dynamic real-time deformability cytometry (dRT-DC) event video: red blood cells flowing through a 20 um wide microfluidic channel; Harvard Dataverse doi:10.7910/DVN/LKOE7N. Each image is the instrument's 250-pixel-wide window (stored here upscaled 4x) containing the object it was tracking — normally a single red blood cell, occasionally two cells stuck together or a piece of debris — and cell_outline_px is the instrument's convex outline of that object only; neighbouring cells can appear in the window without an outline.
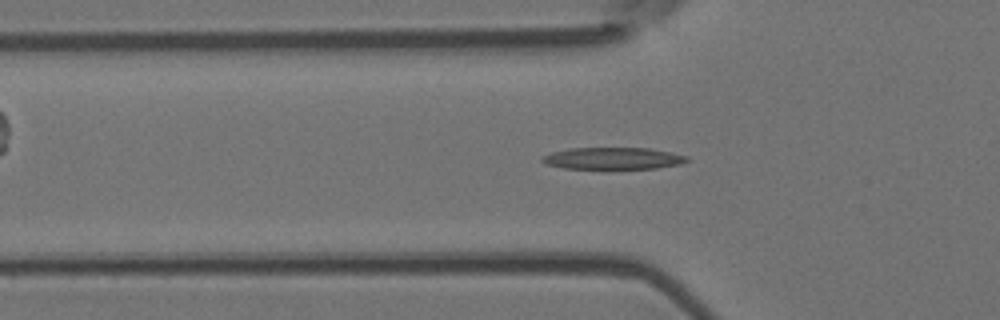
{"species": "Egyptian fruit bat (a non-hibernating species)", "species_latin": "Rousettus aegyptiacus", "temperature_condition": "room temperature", "stored_images_in_passage": 34, "camera_frame_rate_fps": 3000, "um_per_image_px": 0.085, "animal": {"sex": "female"}, "frame": {"image": 1, "passage_image": 18, "time_ms": 5.667, "image_size_px": [1000, 320], "cell_outline_px": [[692, 160], [680, 164], [656, 168], [564, 168], [544, 164], [540, 160], [540, 156], [552, 152], [572, 148], [648, 148], [672, 152], [688, 156]], "centroid_in_image_um": [52.11, 13.45], "position_along_channel_um": 73.7, "area_um2": 18.5}}
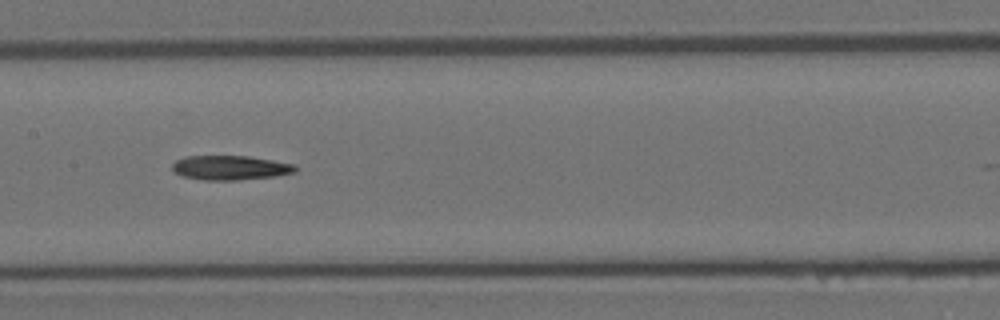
{"frame": {"image": 2, "passage_image": 27, "time_ms": 8.667, "image_size_px": [1000, 320], "cell_outline_px": [[296, 172], [276, 176], [236, 180], [204, 180], [184, 176], [172, 172], [172, 164], [176, 160], [184, 156], [248, 156], [296, 164]], "centroid_in_image_um": [19.56, 14.25], "position_along_channel_um": 187.8, "area_um2": 17.57}}
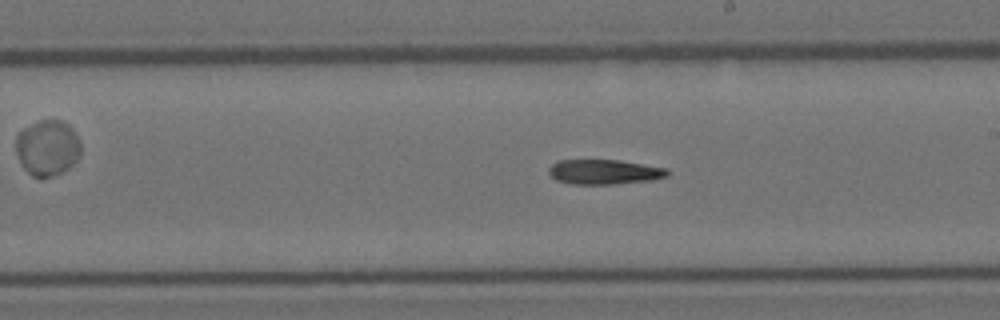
{"frame": {"image": 3, "passage_image": 31, "time_ms": 10.0, "image_size_px": [1000, 320], "cell_outline_px": [[668, 176], [652, 180], [616, 184], [572, 184], [556, 180], [548, 172], [548, 168], [556, 160], [620, 160], [668, 168]], "centroid_in_image_um": [51.36, 14.61], "position_along_channel_um": 237.6, "area_um2": 17.28}}